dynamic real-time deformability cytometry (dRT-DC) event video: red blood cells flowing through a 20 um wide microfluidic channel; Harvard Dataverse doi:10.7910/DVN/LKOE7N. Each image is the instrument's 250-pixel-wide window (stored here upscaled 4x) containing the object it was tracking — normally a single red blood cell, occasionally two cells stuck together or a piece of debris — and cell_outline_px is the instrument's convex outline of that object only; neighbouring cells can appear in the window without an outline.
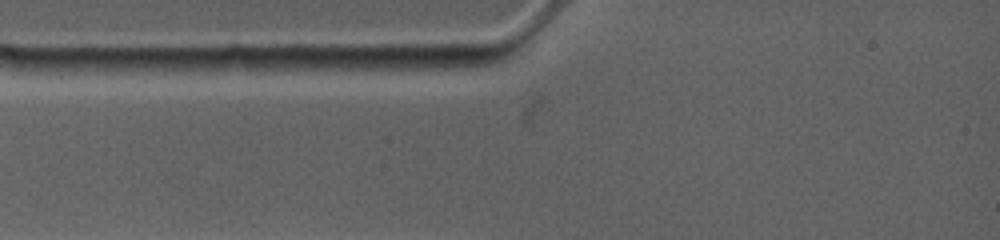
{"species": "common noctule bat (a hibernating species)", "species_latin": "Nyctalus noctula", "temperature_condition": "warm", "stored_images_in_passage": 2, "segment_of_instrument_passage": [2, 2], "camera_frame_rate_fps": 4500, "um_per_image_px": 0.085, "animal": {"sex": "female", "body_mass_g": 19.0, "forearm_length_mm": 53.3}, "frame": {"image": 1, "passage_image": 2, "time_ms": 0.222, "image_size_px": [1000, 240], "cell_outline_px": [[356, 68], [352, 72], [340, 76], [280, 72], [268, 68], [272, 56], [348, 56]], "centroid_in_image_um": [26.6, 5.52], "position_along_channel_um": 58.4, "area_um2": 10.46}}